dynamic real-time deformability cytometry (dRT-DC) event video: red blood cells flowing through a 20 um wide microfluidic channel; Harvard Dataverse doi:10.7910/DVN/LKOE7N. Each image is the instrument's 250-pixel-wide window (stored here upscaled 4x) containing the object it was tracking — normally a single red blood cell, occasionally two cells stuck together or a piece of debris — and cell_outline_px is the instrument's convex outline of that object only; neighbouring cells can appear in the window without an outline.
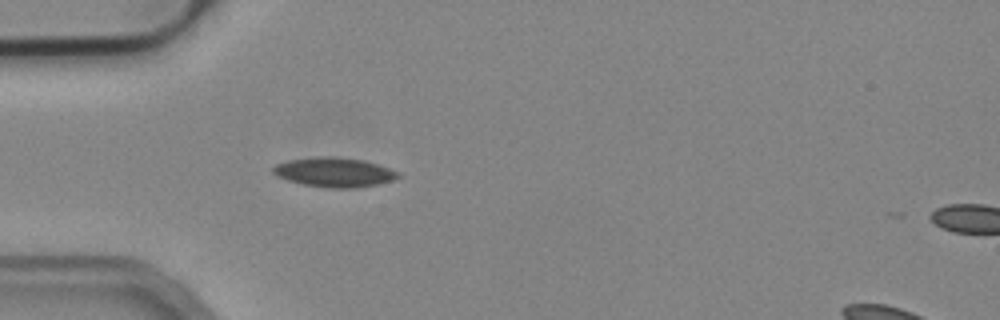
{"species": "common noctule bat (a hibernating species)", "species_latin": "Nyctalus noctula", "temperature_condition": "cold", "stored_images_in_passage": 6, "camera_frame_rate_fps": 3000, "um_per_image_px": 0.085, "animal": {"sex": "male", "body_mass_g": 19.2, "forearm_length_mm": 51.8}, "frame": {"image": 1, "passage_image": 1, "time_ms": 0.0, "image_size_px": [1000, 320], "cell_outline_px": [[400, 176], [392, 180], [376, 184], [356, 188], [328, 188], [304, 184], [288, 180], [276, 176], [272, 172], [272, 168], [276, 164], [288, 160], [320, 156], [332, 156], [364, 160], [400, 172]], "centroid_in_image_um": [28.39, 14.64], "position_along_channel_um": 56.6, "area_um2": 21.39}}